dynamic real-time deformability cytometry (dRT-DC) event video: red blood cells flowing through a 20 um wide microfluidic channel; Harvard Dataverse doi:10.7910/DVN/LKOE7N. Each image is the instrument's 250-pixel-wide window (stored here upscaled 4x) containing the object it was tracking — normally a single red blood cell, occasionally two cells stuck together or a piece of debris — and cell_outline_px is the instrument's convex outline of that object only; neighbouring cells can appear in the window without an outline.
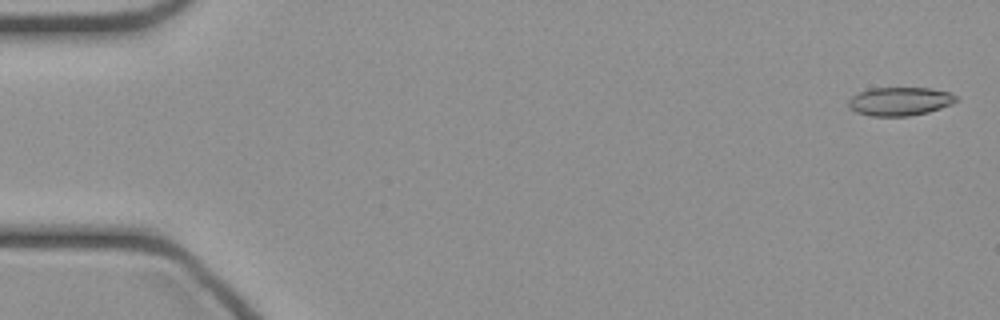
{"species": "common noctule bat (a hibernating species)", "species_latin": "Nyctalus noctula", "temperature_condition": "cold", "stored_images_in_passage": 47, "camera_frame_rate_fps": 3000, "um_per_image_px": 0.085, "animal": {"sex": "female", "body_mass_g": 21.9}, "frame": {"image": 1, "passage_image": 1, "time_ms": 0.0, "image_size_px": [1000, 320], "cell_outline_px": [[960, 100], [952, 104], [928, 112], [908, 116], [872, 116], [856, 112], [848, 104], [848, 100], [852, 96], [860, 92], [872, 88], [932, 88], [948, 92], [956, 96]], "centroid_in_image_um": [76.52, 8.61], "position_along_channel_um": 8.5, "area_um2": 17.8}}
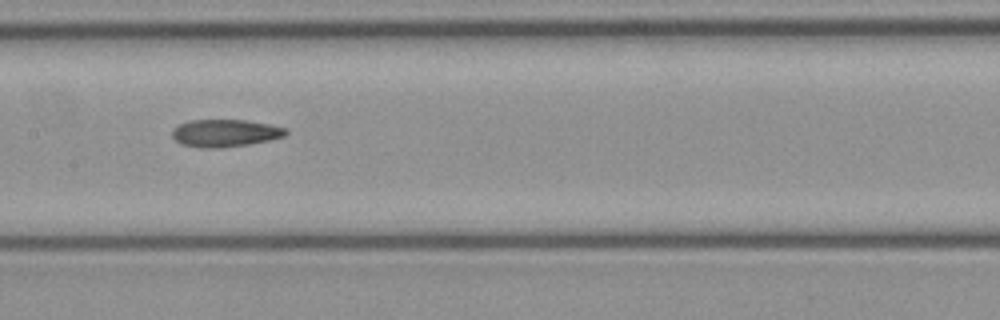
{"frame": {"image": 2, "passage_image": 23, "time_ms": 7.333, "image_size_px": [1000, 320], "cell_outline_px": [[288, 132], [284, 136], [272, 140], [248, 144], [220, 148], [200, 148], [180, 144], [172, 136], [172, 132], [180, 124], [192, 120], [244, 120], [268, 124], [288, 128]], "centroid_in_image_um": [19.16, 11.32], "position_along_channel_um": 188.2, "area_um2": 18.15}}
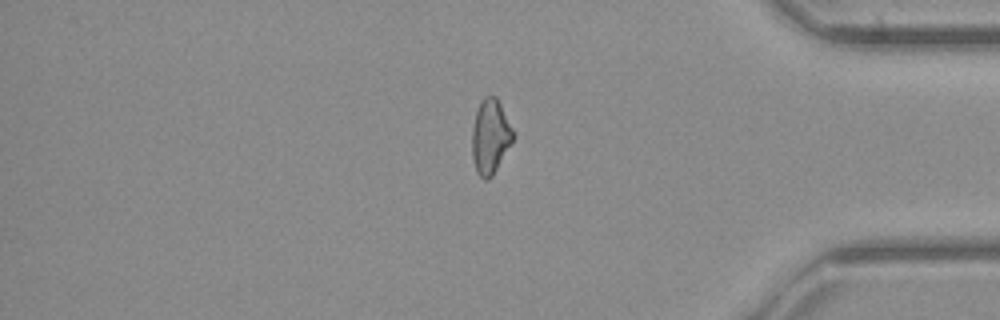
{"frame": {"image": 3, "passage_image": 39, "time_ms": 12.667, "image_size_px": [1000, 320], "cell_outline_px": [[516, 132], [512, 140], [492, 176], [488, 180], [484, 180], [476, 172], [472, 156], [472, 128], [476, 112], [480, 100], [484, 96], [496, 96]], "centroid_in_image_um": [41.67, 11.58], "position_along_channel_um": 393.5, "area_um2": 17.86}}